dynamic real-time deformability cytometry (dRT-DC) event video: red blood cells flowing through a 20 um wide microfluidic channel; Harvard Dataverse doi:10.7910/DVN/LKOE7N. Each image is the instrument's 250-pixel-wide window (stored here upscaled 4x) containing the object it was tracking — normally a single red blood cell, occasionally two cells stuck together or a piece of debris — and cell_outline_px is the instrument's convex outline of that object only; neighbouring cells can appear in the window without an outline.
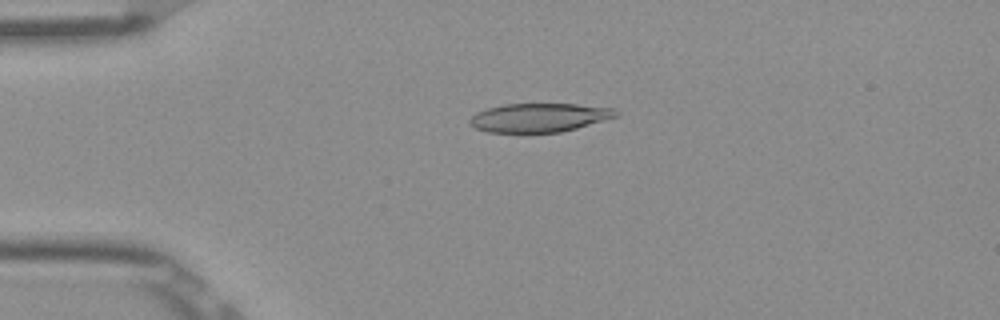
{"species": "Egyptian fruit bat (a non-hibernating species)", "species_latin": "Rousettus aegyptiacus", "temperature_condition": "room temperature", "stored_images_in_passage": 52, "camera_frame_rate_fps": 3000, "um_per_image_px": 0.085, "frame": {"image": 1, "passage_image": 12, "time_ms": 3.667, "image_size_px": [1000, 320], "cell_outline_px": [[620, 112], [616, 116], [604, 120], [576, 128], [560, 132], [488, 132], [476, 128], [468, 120], [476, 112], [488, 108], [504, 104], [576, 104], [616, 108]], "centroid_in_image_um": [45.85, 9.98], "position_along_channel_um": 39.1, "area_um2": 24.33}}
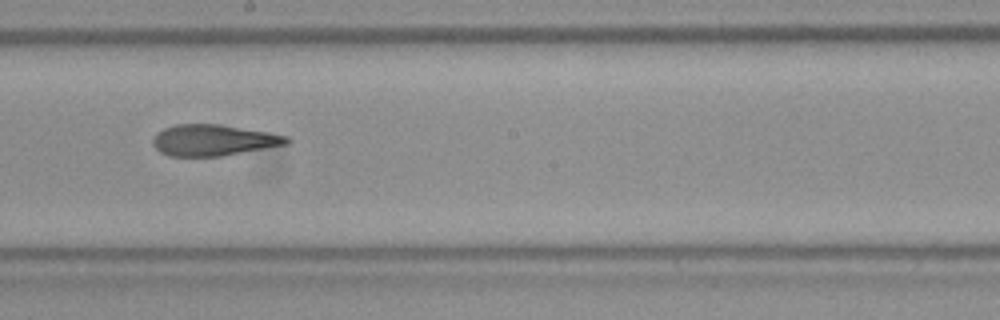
{"frame": {"image": 2, "passage_image": 29, "time_ms": 9.333, "image_size_px": [1000, 320], "cell_outline_px": [[292, 140], [288, 144], [220, 156], [168, 156], [160, 152], [152, 144], [152, 140], [156, 132], [164, 128], [176, 124], [220, 124], [268, 132], [288, 136]], "centroid_in_image_um": [18.12, 11.91], "position_along_channel_um": 230.1, "area_um2": 24.33}}
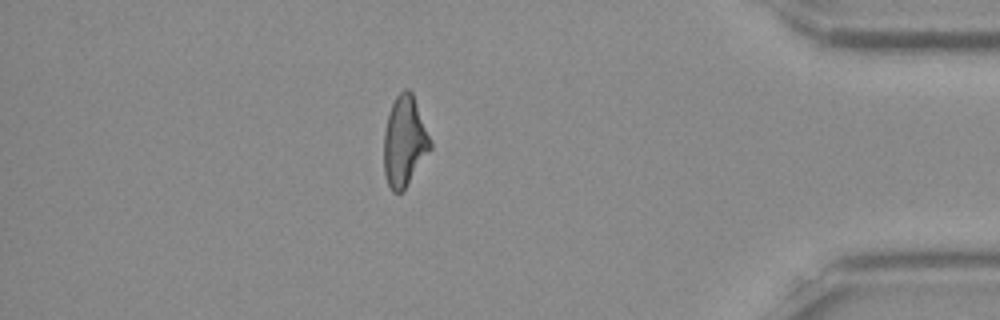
{"frame": {"image": 3, "passage_image": 45, "time_ms": 14.667, "image_size_px": [1000, 320], "cell_outline_px": [[432, 148], [404, 188], [400, 192], [392, 192], [388, 184], [384, 172], [384, 132], [388, 112], [396, 96], [404, 88], [408, 88], [412, 92], [432, 140]], "centroid_in_image_um": [34.38, 11.97], "position_along_channel_um": 400.8, "area_um2": 24.39}, "authors_computed_cell_mechanics": {"area_um2": 24.6517, "velocity_mm_per_s": 3.9121, "shape_relaxation_time_tau1_ms": null, "shape_relaxation_time_tau2_ms": 3.4608, "deformation_change_tau1": null, "deformation_change_tau2": 0.1335}}